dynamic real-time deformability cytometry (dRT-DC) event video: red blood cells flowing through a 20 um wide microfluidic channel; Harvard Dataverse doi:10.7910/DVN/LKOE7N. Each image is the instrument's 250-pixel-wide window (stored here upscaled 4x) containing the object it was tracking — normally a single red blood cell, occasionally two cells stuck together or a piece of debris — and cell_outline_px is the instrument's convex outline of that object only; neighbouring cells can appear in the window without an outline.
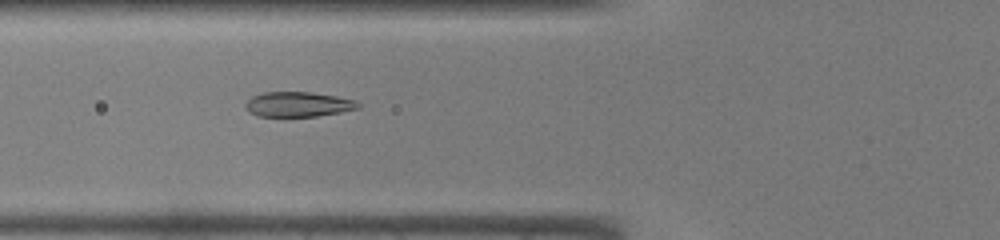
{"species": "common noctule bat (a hibernating species)", "species_latin": "Nyctalus noctula", "temperature_condition": "warm", "stored_images_in_passage": 35, "camera_frame_rate_fps": 3000, "um_per_image_px": 0.085, "animal": {"sex": "male", "body_mass_g": 19.0, "forearm_length_mm": 50.8}, "frame": {"image": 1, "passage_image": 7, "time_ms": 2.0, "image_size_px": [1000, 240], "cell_outline_px": [[360, 108], [340, 112], [316, 116], [256, 116], [244, 104], [252, 96], [264, 92], [312, 92], [336, 96], [356, 100], [360, 104]], "centroid_in_image_um": [25.38, 8.86], "position_along_channel_um": 100.4, "area_um2": 16.24}}
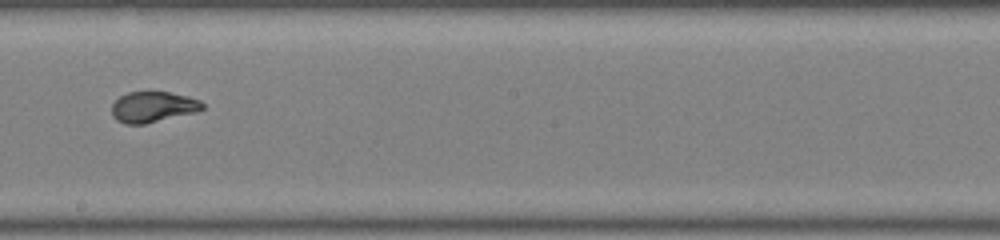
{"frame": {"image": 2, "passage_image": 16, "time_ms": 5.0, "image_size_px": [1000, 240], "cell_outline_px": [[204, 108], [196, 112], [144, 124], [124, 124], [116, 120], [112, 116], [112, 104], [120, 96], [128, 92], [168, 92], [188, 96], [200, 100], [204, 104]], "centroid_in_image_um": [12.99, 9.09], "position_along_channel_um": 235.2, "area_um2": 16.24}}
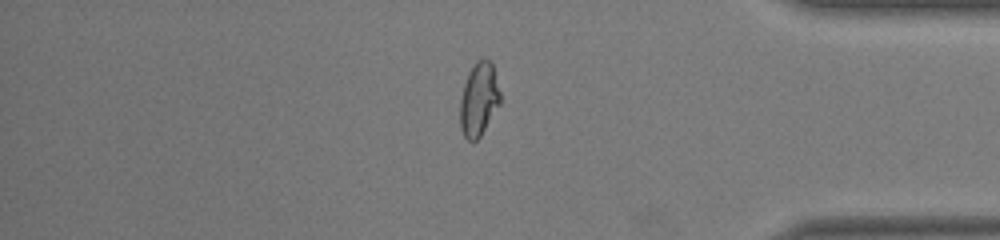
{"frame": {"image": 3, "passage_image": 28, "time_ms": 9.0, "image_size_px": [1000, 240], "cell_outline_px": [[500, 104], [480, 136], [476, 140], [468, 140], [464, 136], [460, 128], [460, 100], [464, 84], [468, 72], [472, 64], [476, 60], [484, 56], [492, 60], [500, 92]], "centroid_in_image_um": [40.7, 8.37], "position_along_channel_um": 394.5, "area_um2": 17.46}}